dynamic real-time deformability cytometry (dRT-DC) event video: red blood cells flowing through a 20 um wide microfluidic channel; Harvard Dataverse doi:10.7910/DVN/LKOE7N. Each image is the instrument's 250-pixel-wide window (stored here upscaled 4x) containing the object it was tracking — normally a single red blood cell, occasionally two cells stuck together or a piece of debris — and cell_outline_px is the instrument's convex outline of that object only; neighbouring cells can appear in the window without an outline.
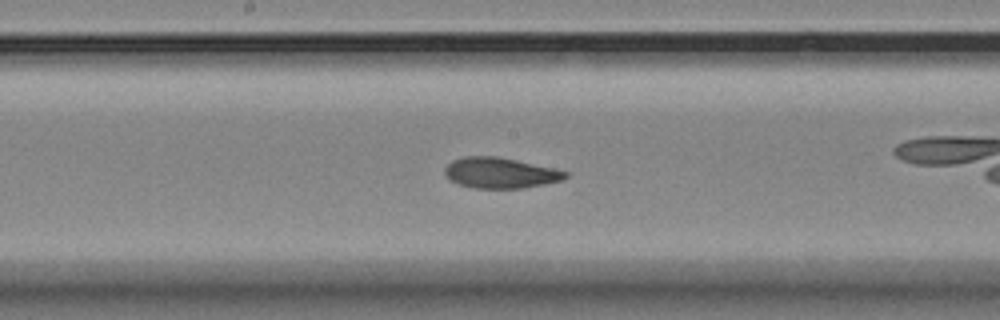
{"species": "Egyptian fruit bat (a non-hibernating species)", "species_latin": "Rousettus aegyptiacus", "temperature_condition": "room temperature", "stored_images_in_passage": 33, "camera_frame_rate_fps": 3000, "um_per_image_px": 0.085, "animal": {"sex": "female"}, "frame": {"image": 1, "passage_image": 15, "time_ms": 4.667, "image_size_px": [1000, 320], "cell_outline_px": [[568, 176], [560, 180], [544, 184], [524, 188], [472, 188], [456, 184], [448, 180], [444, 176], [444, 168], [452, 160], [464, 156], [496, 156], [516, 160], [552, 168], [568, 172]], "centroid_in_image_um": [42.43, 14.7], "position_along_channel_um": 205.8, "area_um2": 21.62}, "authors_computed_cell_mechanics": {"area_um2": 22.1952, "velocity_mm_per_s": 3.5382, "shape_relaxation_time_tau1_ms": 2.3534, "shape_relaxation_time_tau2_ms": 0.6471, "deformation_change_tau1": 0.1294, "deformation_change_tau2": 0.086}}